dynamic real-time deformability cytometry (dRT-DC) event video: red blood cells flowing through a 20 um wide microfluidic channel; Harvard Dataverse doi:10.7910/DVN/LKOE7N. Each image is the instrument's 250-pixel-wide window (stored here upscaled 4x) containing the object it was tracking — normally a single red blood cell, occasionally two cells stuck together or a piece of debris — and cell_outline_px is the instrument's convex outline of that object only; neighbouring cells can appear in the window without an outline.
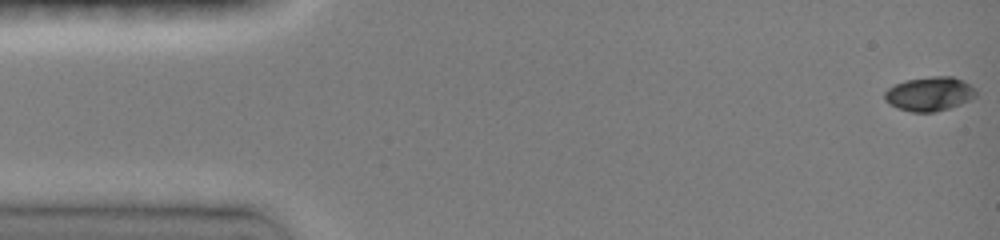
{"species": "common noctule bat (a hibernating species)", "species_latin": "Nyctalus noctula", "temperature_condition": "room temperature", "stored_images_in_passage": 5, "camera_frame_rate_fps": 3000, "um_per_image_px": 0.085, "animal": {"sex": "female", "body_mass_g": 19.0, "forearm_length_mm": 51.5}, "frame": {"image": 1, "passage_image": 1, "time_ms": 0.0, "image_size_px": [1000, 240], "cell_outline_px": [[976, 96], [960, 104], [936, 112], [912, 112], [896, 108], [888, 104], [884, 100], [884, 92], [888, 88], [904, 80], [932, 76], [952, 76], [964, 80], [976, 88]], "centroid_in_image_um": [78.99, 7.97], "position_along_channel_um": 6.0, "area_um2": 18.38}}
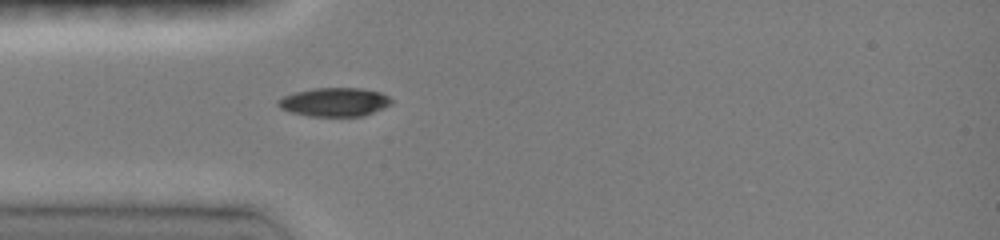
{"frame": {"image": 2, "passage_image": 5, "time_ms": 4.333, "image_size_px": [1000, 240], "cell_outline_px": [[392, 104], [364, 116], [308, 116], [292, 112], [280, 108], [276, 104], [276, 100], [284, 96], [296, 92], [316, 88], [360, 88], [380, 92], [388, 96], [392, 100]], "centroid_in_image_um": [28.43, 8.68], "position_along_channel_um": 56.6, "area_um2": 18.9}}